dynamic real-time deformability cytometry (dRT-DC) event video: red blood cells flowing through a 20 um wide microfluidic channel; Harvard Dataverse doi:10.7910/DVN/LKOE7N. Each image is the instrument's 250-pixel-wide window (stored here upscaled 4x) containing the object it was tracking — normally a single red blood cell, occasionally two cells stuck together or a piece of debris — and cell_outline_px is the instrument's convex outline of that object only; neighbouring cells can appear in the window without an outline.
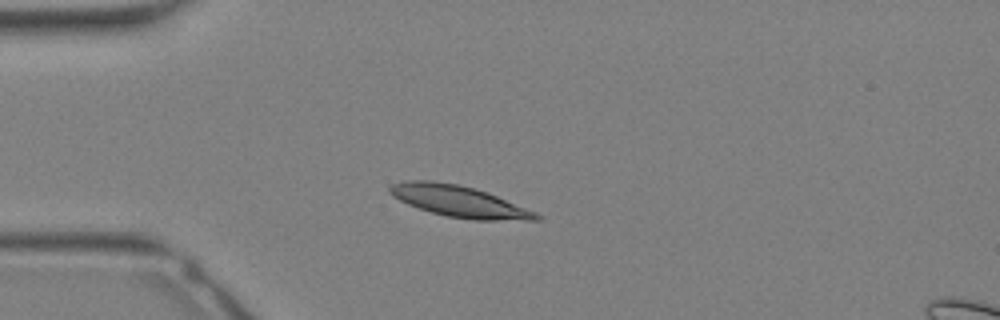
{"species": "Egyptian fruit bat (a non-hibernating species)", "species_latin": "Rousettus aegyptiacus", "temperature_condition": "warm", "stored_images_in_passage": 32, "camera_frame_rate_fps": 3000, "um_per_image_px": 0.085, "animal": {"sex": "female"}, "frame": {"image": 1, "passage_image": 7, "time_ms": 2.0, "image_size_px": [1000, 320], "cell_outline_px": [[540, 220], [472, 220], [448, 216], [432, 212], [408, 204], [392, 196], [388, 192], [388, 188], [392, 184], [404, 180], [432, 180], [460, 184], [488, 192], [536, 212], [540, 216]], "centroid_in_image_um": [39.0, 17.1], "position_along_channel_um": 46.0, "area_um2": 26.76}}
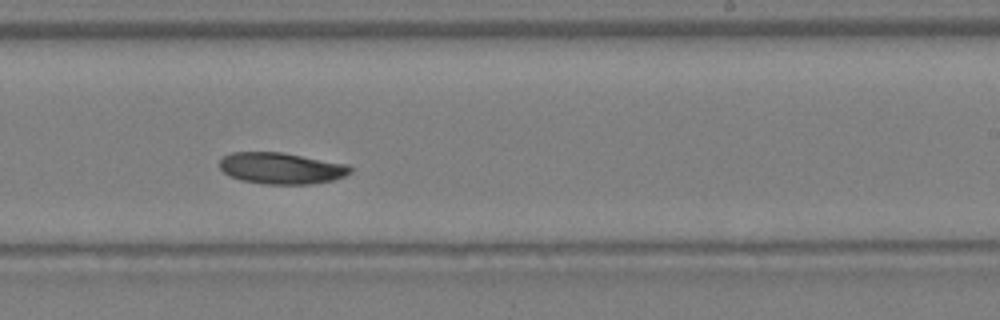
{"frame": {"image": 2, "passage_image": 19, "time_ms": 6.0, "image_size_px": [1000, 320], "cell_outline_px": [[352, 172], [344, 176], [332, 180], [312, 184], [264, 184], [240, 180], [224, 172], [220, 168], [220, 160], [224, 156], [232, 152], [280, 152], [348, 164], [352, 168]], "centroid_in_image_um": [23.92, 14.3], "position_along_channel_um": 265.1, "area_um2": 23.81}}
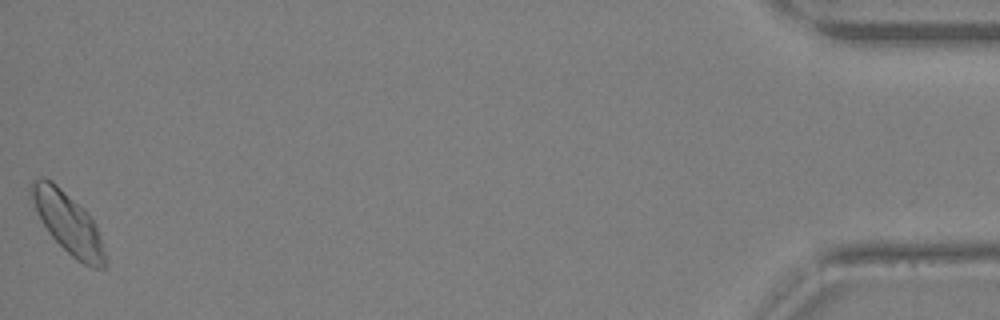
{"frame": {"image": 3, "passage_image": 32, "time_ms": 10.333, "image_size_px": [1000, 320], "cell_outline_px": [[108, 264], [104, 268], [92, 268], [76, 260], [48, 232], [36, 212], [28, 192], [32, 180], [40, 176], [44, 176], [52, 180], [92, 220], [96, 228]], "centroid_in_image_um": [5.71, 18.94], "position_along_channel_um": 429.5, "area_um2": 25.49}}